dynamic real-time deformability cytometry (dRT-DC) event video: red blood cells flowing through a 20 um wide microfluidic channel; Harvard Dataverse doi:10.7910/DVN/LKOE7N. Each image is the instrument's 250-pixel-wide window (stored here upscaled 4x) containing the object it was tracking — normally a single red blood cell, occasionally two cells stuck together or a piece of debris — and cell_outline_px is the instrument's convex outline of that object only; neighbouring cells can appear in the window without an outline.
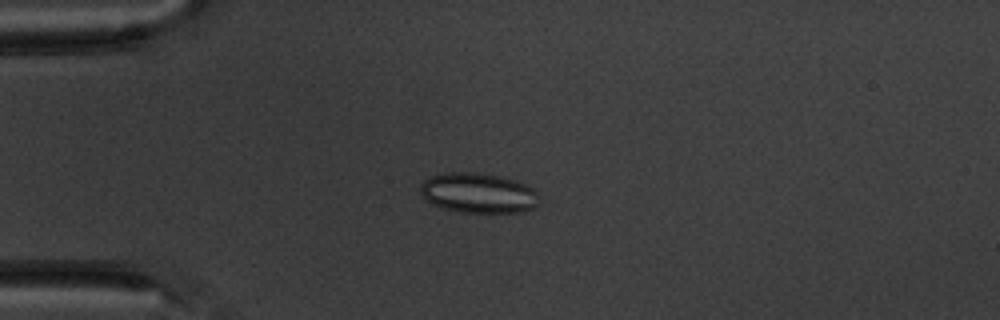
{"species": "common noctule bat (a hibernating species)", "species_latin": "Nyctalus noctula", "temperature_condition": "warm", "stored_images_in_passage": 8, "camera_frame_rate_fps": 3000, "um_per_image_px": 0.085, "animal": {"sex": "male", "body_mass_g": 20.1, "forearm_length_mm": 53.5}, "frame": {"image": 1, "passage_image": 4, "time_ms": 3.333, "image_size_px": [1000, 320], "cell_outline_px": [[536, 204], [532, 208], [520, 212], [460, 212], [444, 208], [432, 204], [424, 200], [420, 192], [420, 184], [428, 176], [448, 172], [472, 172], [500, 176], [516, 180], [532, 188], [536, 192]], "centroid_in_image_um": [40.57, 16.39], "position_along_channel_um": 44.4, "area_um2": 27.63}}
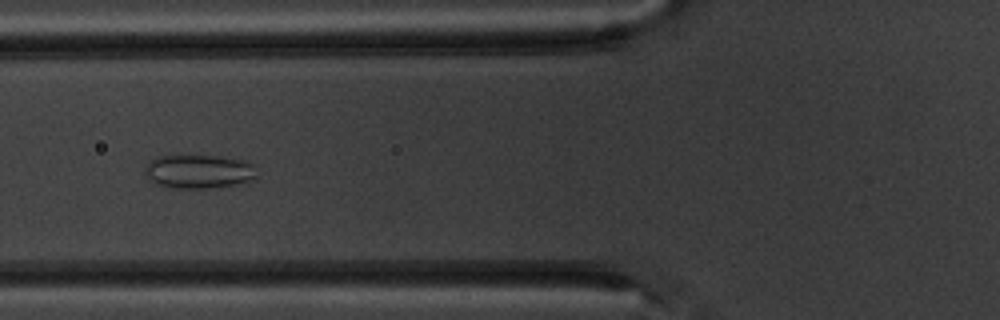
{"frame": {"image": 2, "passage_image": 6, "time_ms": 5.667, "image_size_px": [1000, 320], "cell_outline_px": [[256, 176], [248, 184], [208, 188], [164, 188], [148, 180], [144, 172], [144, 168], [148, 160], [156, 156], [220, 156], [248, 160], [256, 164]], "centroid_in_image_um": [16.93, 14.59], "position_along_channel_um": 108.9, "area_um2": 22.95}}